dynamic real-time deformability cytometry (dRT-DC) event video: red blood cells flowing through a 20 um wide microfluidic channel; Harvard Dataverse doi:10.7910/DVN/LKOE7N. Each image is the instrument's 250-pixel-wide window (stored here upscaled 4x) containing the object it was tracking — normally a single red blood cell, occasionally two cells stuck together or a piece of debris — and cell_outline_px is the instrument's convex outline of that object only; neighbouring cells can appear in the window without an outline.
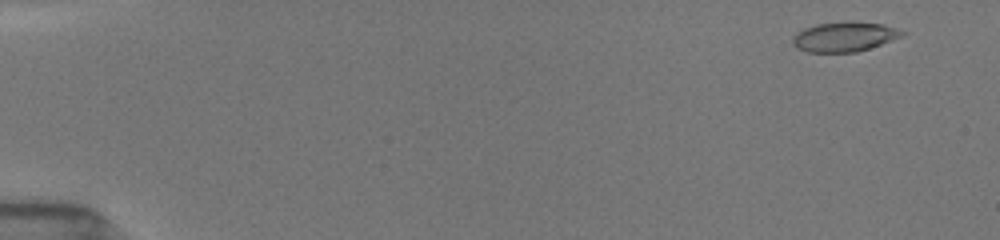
{"species": "common noctule bat (a hibernating species)", "species_latin": "Nyctalus noctula", "temperature_condition": "room temperature", "stored_images_in_passage": 12, "camera_frame_rate_fps": 3000, "um_per_image_px": 0.085, "animal": {"sex": "female", "body_mass_g": 19.5, "forearm_length_mm": 54.1}, "frame": {"image": 1, "passage_image": 3, "time_ms": 0.667, "image_size_px": [1000, 240], "cell_outline_px": [[908, 32], [904, 36], [856, 52], [808, 52], [796, 48], [792, 44], [792, 36], [796, 32], [804, 28], [816, 24], [844, 20], [852, 20], [884, 24]], "centroid_in_image_um": [71.77, 3.09], "position_along_channel_um": 13.2, "area_um2": 19.42}}